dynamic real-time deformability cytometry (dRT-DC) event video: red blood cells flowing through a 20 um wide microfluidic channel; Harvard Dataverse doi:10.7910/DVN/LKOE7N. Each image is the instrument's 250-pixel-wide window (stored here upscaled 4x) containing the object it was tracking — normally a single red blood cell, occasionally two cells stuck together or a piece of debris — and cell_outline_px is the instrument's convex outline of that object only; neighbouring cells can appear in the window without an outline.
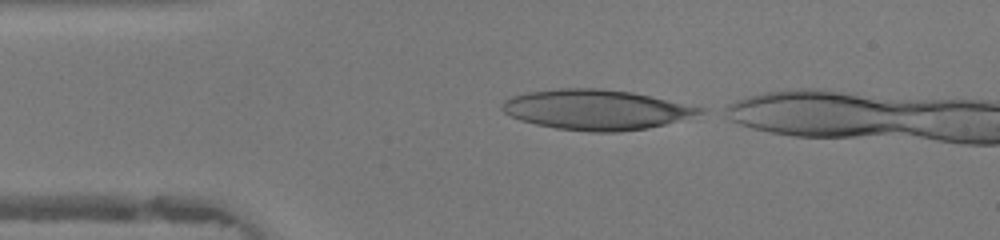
{"species": "human", "species_latin": "Homo sapiens", "temperature_condition": "warm", "stored_images_in_passage": 5, "camera_frame_rate_fps": 3000, "um_per_image_px": 0.085, "donor": {"sex": "female"}, "frame": {"image": 1, "passage_image": 1, "time_ms": 0.0, "image_size_px": [1000, 240], "cell_outline_px": [[708, 108], [704, 112], [664, 124], [648, 128], [616, 132], [588, 132], [556, 128], [536, 124], [520, 120], [504, 112], [500, 108], [500, 104], [504, 100], [512, 96], [524, 92], [560, 88], [600, 88], [632, 92]], "centroid_in_image_um": [50.64, 9.31], "position_along_channel_um": 34.4, "area_um2": 46.24}}